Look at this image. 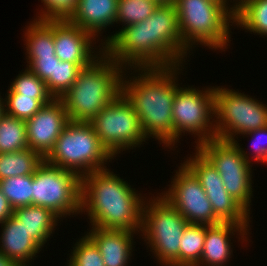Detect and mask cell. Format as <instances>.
<instances>
[{
	"mask_svg": "<svg viewBox=\"0 0 267 266\" xmlns=\"http://www.w3.org/2000/svg\"><path fill=\"white\" fill-rule=\"evenodd\" d=\"M179 67L183 68L182 65L134 68L132 73L134 75L137 72L138 76L123 74L121 83V92L138 114L146 137L157 139L170 150L173 148V102L175 93L180 88L177 74L182 71Z\"/></svg>",
	"mask_w": 267,
	"mask_h": 266,
	"instance_id": "6da1fadb",
	"label": "cell"
},
{
	"mask_svg": "<svg viewBox=\"0 0 267 266\" xmlns=\"http://www.w3.org/2000/svg\"><path fill=\"white\" fill-rule=\"evenodd\" d=\"M113 173L106 168L81 177V213H87L92 227L140 234L146 197Z\"/></svg>",
	"mask_w": 267,
	"mask_h": 266,
	"instance_id": "7a4b0ae2",
	"label": "cell"
},
{
	"mask_svg": "<svg viewBox=\"0 0 267 266\" xmlns=\"http://www.w3.org/2000/svg\"><path fill=\"white\" fill-rule=\"evenodd\" d=\"M125 68L105 52L82 68L76 81L60 98L69 121L90 122L121 93Z\"/></svg>",
	"mask_w": 267,
	"mask_h": 266,
	"instance_id": "3957f363",
	"label": "cell"
},
{
	"mask_svg": "<svg viewBox=\"0 0 267 266\" xmlns=\"http://www.w3.org/2000/svg\"><path fill=\"white\" fill-rule=\"evenodd\" d=\"M174 6L182 41L190 51L196 43L214 51L227 49L235 16L223 4L213 0H175Z\"/></svg>",
	"mask_w": 267,
	"mask_h": 266,
	"instance_id": "277c9868",
	"label": "cell"
},
{
	"mask_svg": "<svg viewBox=\"0 0 267 266\" xmlns=\"http://www.w3.org/2000/svg\"><path fill=\"white\" fill-rule=\"evenodd\" d=\"M115 159L101 144L90 122L69 121L54 148L44 158L50 165L77 173L80 177L106 169Z\"/></svg>",
	"mask_w": 267,
	"mask_h": 266,
	"instance_id": "5b68a950",
	"label": "cell"
},
{
	"mask_svg": "<svg viewBox=\"0 0 267 266\" xmlns=\"http://www.w3.org/2000/svg\"><path fill=\"white\" fill-rule=\"evenodd\" d=\"M188 224L160 194L145 200L140 235L160 265L179 266V245Z\"/></svg>",
	"mask_w": 267,
	"mask_h": 266,
	"instance_id": "8992f818",
	"label": "cell"
},
{
	"mask_svg": "<svg viewBox=\"0 0 267 266\" xmlns=\"http://www.w3.org/2000/svg\"><path fill=\"white\" fill-rule=\"evenodd\" d=\"M195 147L218 171L229 195L251 214L253 163L247 151L241 148L237 140L219 138L207 140Z\"/></svg>",
	"mask_w": 267,
	"mask_h": 266,
	"instance_id": "52a82bcc",
	"label": "cell"
},
{
	"mask_svg": "<svg viewBox=\"0 0 267 266\" xmlns=\"http://www.w3.org/2000/svg\"><path fill=\"white\" fill-rule=\"evenodd\" d=\"M248 96L223 86L215 87L216 138L235 141L240 134L267 127V105Z\"/></svg>",
	"mask_w": 267,
	"mask_h": 266,
	"instance_id": "ba28073f",
	"label": "cell"
},
{
	"mask_svg": "<svg viewBox=\"0 0 267 266\" xmlns=\"http://www.w3.org/2000/svg\"><path fill=\"white\" fill-rule=\"evenodd\" d=\"M32 205L48 208L61 219L81 213V177L44 160L33 174Z\"/></svg>",
	"mask_w": 267,
	"mask_h": 266,
	"instance_id": "9c48e42d",
	"label": "cell"
},
{
	"mask_svg": "<svg viewBox=\"0 0 267 266\" xmlns=\"http://www.w3.org/2000/svg\"><path fill=\"white\" fill-rule=\"evenodd\" d=\"M90 123L101 144L113 157L126 149H136L148 140L141 128L138 114L122 92Z\"/></svg>",
	"mask_w": 267,
	"mask_h": 266,
	"instance_id": "30bf717a",
	"label": "cell"
},
{
	"mask_svg": "<svg viewBox=\"0 0 267 266\" xmlns=\"http://www.w3.org/2000/svg\"><path fill=\"white\" fill-rule=\"evenodd\" d=\"M214 95L215 87H206L203 90L180 87L173 102V147L179 143L182 133L194 134L198 146L207 140L216 138L214 126ZM212 120V121H211ZM196 135V136H195Z\"/></svg>",
	"mask_w": 267,
	"mask_h": 266,
	"instance_id": "8fae6325",
	"label": "cell"
},
{
	"mask_svg": "<svg viewBox=\"0 0 267 266\" xmlns=\"http://www.w3.org/2000/svg\"><path fill=\"white\" fill-rule=\"evenodd\" d=\"M176 170L169 189L160 196L175 208L190 224L216 225L221 221L215 216L200 181L183 163ZM171 186V187H170Z\"/></svg>",
	"mask_w": 267,
	"mask_h": 266,
	"instance_id": "7c38bea8",
	"label": "cell"
},
{
	"mask_svg": "<svg viewBox=\"0 0 267 266\" xmlns=\"http://www.w3.org/2000/svg\"><path fill=\"white\" fill-rule=\"evenodd\" d=\"M151 30V68L183 65L189 49L179 30L174 4H160L149 17Z\"/></svg>",
	"mask_w": 267,
	"mask_h": 266,
	"instance_id": "4fadbf2b",
	"label": "cell"
},
{
	"mask_svg": "<svg viewBox=\"0 0 267 266\" xmlns=\"http://www.w3.org/2000/svg\"><path fill=\"white\" fill-rule=\"evenodd\" d=\"M101 39L104 52L125 71L151 68V30L149 17L119 29L106 40ZM105 41V42H104ZM127 67V68H126Z\"/></svg>",
	"mask_w": 267,
	"mask_h": 266,
	"instance_id": "5bb4252c",
	"label": "cell"
},
{
	"mask_svg": "<svg viewBox=\"0 0 267 266\" xmlns=\"http://www.w3.org/2000/svg\"><path fill=\"white\" fill-rule=\"evenodd\" d=\"M69 122L65 106L60 98H53L26 120L28 148L45 158L54 148L64 127Z\"/></svg>",
	"mask_w": 267,
	"mask_h": 266,
	"instance_id": "9a60e30c",
	"label": "cell"
},
{
	"mask_svg": "<svg viewBox=\"0 0 267 266\" xmlns=\"http://www.w3.org/2000/svg\"><path fill=\"white\" fill-rule=\"evenodd\" d=\"M95 40L93 35L69 20H54L55 53L60 61L93 63L104 53V46L98 52L93 50Z\"/></svg>",
	"mask_w": 267,
	"mask_h": 266,
	"instance_id": "2e32d148",
	"label": "cell"
},
{
	"mask_svg": "<svg viewBox=\"0 0 267 266\" xmlns=\"http://www.w3.org/2000/svg\"><path fill=\"white\" fill-rule=\"evenodd\" d=\"M249 228L232 222L206 225L204 248L200 262L196 266H225L233 254L231 236L238 233V239L241 236V240L247 242Z\"/></svg>",
	"mask_w": 267,
	"mask_h": 266,
	"instance_id": "e0dca14e",
	"label": "cell"
},
{
	"mask_svg": "<svg viewBox=\"0 0 267 266\" xmlns=\"http://www.w3.org/2000/svg\"><path fill=\"white\" fill-rule=\"evenodd\" d=\"M85 233L97 246L105 266H128L133 250V236L130 230L100 229L90 227Z\"/></svg>",
	"mask_w": 267,
	"mask_h": 266,
	"instance_id": "ac0fdd59",
	"label": "cell"
},
{
	"mask_svg": "<svg viewBox=\"0 0 267 266\" xmlns=\"http://www.w3.org/2000/svg\"><path fill=\"white\" fill-rule=\"evenodd\" d=\"M1 228L0 252L18 266L31 265L29 262L37 257L42 247L13 215L1 223Z\"/></svg>",
	"mask_w": 267,
	"mask_h": 266,
	"instance_id": "d6986e66",
	"label": "cell"
},
{
	"mask_svg": "<svg viewBox=\"0 0 267 266\" xmlns=\"http://www.w3.org/2000/svg\"><path fill=\"white\" fill-rule=\"evenodd\" d=\"M117 6L118 0H78L69 21L97 38L107 26L116 23Z\"/></svg>",
	"mask_w": 267,
	"mask_h": 266,
	"instance_id": "ffe728a7",
	"label": "cell"
},
{
	"mask_svg": "<svg viewBox=\"0 0 267 266\" xmlns=\"http://www.w3.org/2000/svg\"><path fill=\"white\" fill-rule=\"evenodd\" d=\"M13 216L41 247L49 241L51 234L54 233V227L56 228L61 219L50 209L36 205L19 207L13 210Z\"/></svg>",
	"mask_w": 267,
	"mask_h": 266,
	"instance_id": "44dd1931",
	"label": "cell"
},
{
	"mask_svg": "<svg viewBox=\"0 0 267 266\" xmlns=\"http://www.w3.org/2000/svg\"><path fill=\"white\" fill-rule=\"evenodd\" d=\"M25 28L26 57L56 56L54 44V20L34 18Z\"/></svg>",
	"mask_w": 267,
	"mask_h": 266,
	"instance_id": "7402d4cb",
	"label": "cell"
},
{
	"mask_svg": "<svg viewBox=\"0 0 267 266\" xmlns=\"http://www.w3.org/2000/svg\"><path fill=\"white\" fill-rule=\"evenodd\" d=\"M44 158L29 148L12 153H0V180L34 174Z\"/></svg>",
	"mask_w": 267,
	"mask_h": 266,
	"instance_id": "603a6c76",
	"label": "cell"
},
{
	"mask_svg": "<svg viewBox=\"0 0 267 266\" xmlns=\"http://www.w3.org/2000/svg\"><path fill=\"white\" fill-rule=\"evenodd\" d=\"M215 216L221 222H232L250 227V214L234 199L227 190L205 191Z\"/></svg>",
	"mask_w": 267,
	"mask_h": 266,
	"instance_id": "cb8c5ba5",
	"label": "cell"
},
{
	"mask_svg": "<svg viewBox=\"0 0 267 266\" xmlns=\"http://www.w3.org/2000/svg\"><path fill=\"white\" fill-rule=\"evenodd\" d=\"M267 36V0H247L235 13L233 26Z\"/></svg>",
	"mask_w": 267,
	"mask_h": 266,
	"instance_id": "d4e9b609",
	"label": "cell"
},
{
	"mask_svg": "<svg viewBox=\"0 0 267 266\" xmlns=\"http://www.w3.org/2000/svg\"><path fill=\"white\" fill-rule=\"evenodd\" d=\"M206 225L188 224L179 245V266H196L204 248Z\"/></svg>",
	"mask_w": 267,
	"mask_h": 266,
	"instance_id": "484cf974",
	"label": "cell"
},
{
	"mask_svg": "<svg viewBox=\"0 0 267 266\" xmlns=\"http://www.w3.org/2000/svg\"><path fill=\"white\" fill-rule=\"evenodd\" d=\"M27 148L26 121L3 113L0 116V153H12Z\"/></svg>",
	"mask_w": 267,
	"mask_h": 266,
	"instance_id": "4316f807",
	"label": "cell"
},
{
	"mask_svg": "<svg viewBox=\"0 0 267 266\" xmlns=\"http://www.w3.org/2000/svg\"><path fill=\"white\" fill-rule=\"evenodd\" d=\"M7 91L6 94H21V96L32 97L42 105L49 103L53 99V96L47 90L46 83L28 68L18 74Z\"/></svg>",
	"mask_w": 267,
	"mask_h": 266,
	"instance_id": "83f0119b",
	"label": "cell"
},
{
	"mask_svg": "<svg viewBox=\"0 0 267 266\" xmlns=\"http://www.w3.org/2000/svg\"><path fill=\"white\" fill-rule=\"evenodd\" d=\"M33 174L0 180V188L13 210L32 205Z\"/></svg>",
	"mask_w": 267,
	"mask_h": 266,
	"instance_id": "f1b7e54d",
	"label": "cell"
},
{
	"mask_svg": "<svg viewBox=\"0 0 267 266\" xmlns=\"http://www.w3.org/2000/svg\"><path fill=\"white\" fill-rule=\"evenodd\" d=\"M91 64L92 63H71L66 61L55 63L54 77H51L46 82L48 92L53 98H61L76 81L78 73L82 68Z\"/></svg>",
	"mask_w": 267,
	"mask_h": 266,
	"instance_id": "f546056e",
	"label": "cell"
},
{
	"mask_svg": "<svg viewBox=\"0 0 267 266\" xmlns=\"http://www.w3.org/2000/svg\"><path fill=\"white\" fill-rule=\"evenodd\" d=\"M195 152L182 163L198 178L204 191L226 190L214 166L197 149Z\"/></svg>",
	"mask_w": 267,
	"mask_h": 266,
	"instance_id": "4dcf8cb0",
	"label": "cell"
},
{
	"mask_svg": "<svg viewBox=\"0 0 267 266\" xmlns=\"http://www.w3.org/2000/svg\"><path fill=\"white\" fill-rule=\"evenodd\" d=\"M160 4L155 0H118L116 24L122 28L150 17Z\"/></svg>",
	"mask_w": 267,
	"mask_h": 266,
	"instance_id": "1f68e13d",
	"label": "cell"
},
{
	"mask_svg": "<svg viewBox=\"0 0 267 266\" xmlns=\"http://www.w3.org/2000/svg\"><path fill=\"white\" fill-rule=\"evenodd\" d=\"M67 266H105L95 243L85 234L76 241Z\"/></svg>",
	"mask_w": 267,
	"mask_h": 266,
	"instance_id": "d6a6232c",
	"label": "cell"
},
{
	"mask_svg": "<svg viewBox=\"0 0 267 266\" xmlns=\"http://www.w3.org/2000/svg\"><path fill=\"white\" fill-rule=\"evenodd\" d=\"M3 99L4 113L21 120L32 118L43 106L37 99L21 96V94H7Z\"/></svg>",
	"mask_w": 267,
	"mask_h": 266,
	"instance_id": "836d02e7",
	"label": "cell"
},
{
	"mask_svg": "<svg viewBox=\"0 0 267 266\" xmlns=\"http://www.w3.org/2000/svg\"><path fill=\"white\" fill-rule=\"evenodd\" d=\"M44 9L35 17L37 20H69L76 11L78 0H41Z\"/></svg>",
	"mask_w": 267,
	"mask_h": 266,
	"instance_id": "e575fe53",
	"label": "cell"
},
{
	"mask_svg": "<svg viewBox=\"0 0 267 266\" xmlns=\"http://www.w3.org/2000/svg\"><path fill=\"white\" fill-rule=\"evenodd\" d=\"M26 59V67L45 83L54 77L55 63L60 62L57 56L26 57Z\"/></svg>",
	"mask_w": 267,
	"mask_h": 266,
	"instance_id": "d590c367",
	"label": "cell"
},
{
	"mask_svg": "<svg viewBox=\"0 0 267 266\" xmlns=\"http://www.w3.org/2000/svg\"><path fill=\"white\" fill-rule=\"evenodd\" d=\"M242 135L247 137L249 135L253 140L251 148L253 150V154L252 153L250 154L253 155L252 159L254 158L253 160L257 163L258 162H261L263 164H265V162L267 163V145H264L265 141H263L265 138L267 139V127L253 130L248 133H244Z\"/></svg>",
	"mask_w": 267,
	"mask_h": 266,
	"instance_id": "8d00e7d4",
	"label": "cell"
},
{
	"mask_svg": "<svg viewBox=\"0 0 267 266\" xmlns=\"http://www.w3.org/2000/svg\"><path fill=\"white\" fill-rule=\"evenodd\" d=\"M12 215H13V209L0 188V224L2 222H5Z\"/></svg>",
	"mask_w": 267,
	"mask_h": 266,
	"instance_id": "74e56055",
	"label": "cell"
},
{
	"mask_svg": "<svg viewBox=\"0 0 267 266\" xmlns=\"http://www.w3.org/2000/svg\"><path fill=\"white\" fill-rule=\"evenodd\" d=\"M0 266H17L11 259L0 252Z\"/></svg>",
	"mask_w": 267,
	"mask_h": 266,
	"instance_id": "f35d334b",
	"label": "cell"
},
{
	"mask_svg": "<svg viewBox=\"0 0 267 266\" xmlns=\"http://www.w3.org/2000/svg\"><path fill=\"white\" fill-rule=\"evenodd\" d=\"M213 1H217L223 4L235 16L236 11L233 9V6L227 2L228 0H213Z\"/></svg>",
	"mask_w": 267,
	"mask_h": 266,
	"instance_id": "ab89813d",
	"label": "cell"
},
{
	"mask_svg": "<svg viewBox=\"0 0 267 266\" xmlns=\"http://www.w3.org/2000/svg\"><path fill=\"white\" fill-rule=\"evenodd\" d=\"M159 4H174L175 0H155Z\"/></svg>",
	"mask_w": 267,
	"mask_h": 266,
	"instance_id": "60d3db41",
	"label": "cell"
},
{
	"mask_svg": "<svg viewBox=\"0 0 267 266\" xmlns=\"http://www.w3.org/2000/svg\"><path fill=\"white\" fill-rule=\"evenodd\" d=\"M4 113L3 98L0 95V116Z\"/></svg>",
	"mask_w": 267,
	"mask_h": 266,
	"instance_id": "b9f144b4",
	"label": "cell"
}]
</instances>
